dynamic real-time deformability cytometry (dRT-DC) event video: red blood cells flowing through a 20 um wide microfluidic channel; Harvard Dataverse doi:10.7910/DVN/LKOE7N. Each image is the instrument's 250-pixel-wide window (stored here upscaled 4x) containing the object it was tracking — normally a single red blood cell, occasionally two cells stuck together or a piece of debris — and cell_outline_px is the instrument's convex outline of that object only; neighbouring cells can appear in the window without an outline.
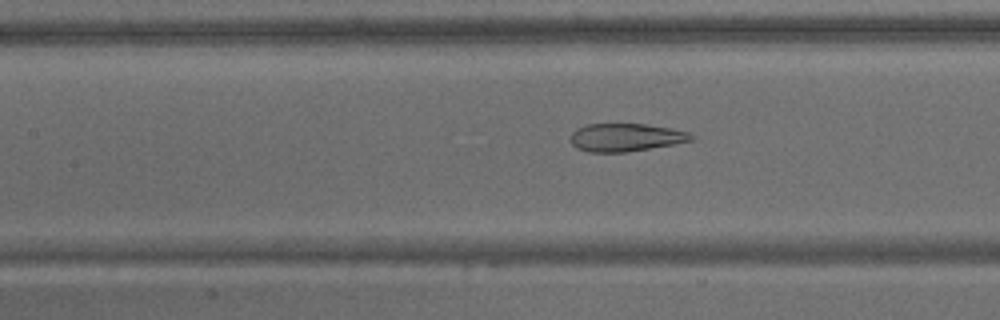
{"species": "common noctule bat (a hibernating species)", "species_latin": "Nyctalus noctula", "temperature_condition": "warm", "stored_images_in_passage": 45, "camera_frame_rate_fps": 3000, "um_per_image_px": 0.085, "animal": {"sex": "male", "body_mass_g": 15.6}, "frame": {"image": 1, "passage_image": 28, "time_ms": 9.0, "image_size_px": [1000, 320], "cell_outline_px": [[696, 136], [692, 140], [672, 144], [624, 152], [588, 152], [576, 148], [572, 144], [572, 132], [576, 128], [588, 124], [644, 124], [672, 128], [688, 132]], "centroid_in_image_um": [53.18, 11.67], "position_along_channel_um": 154.2, "area_um2": 19.48}}
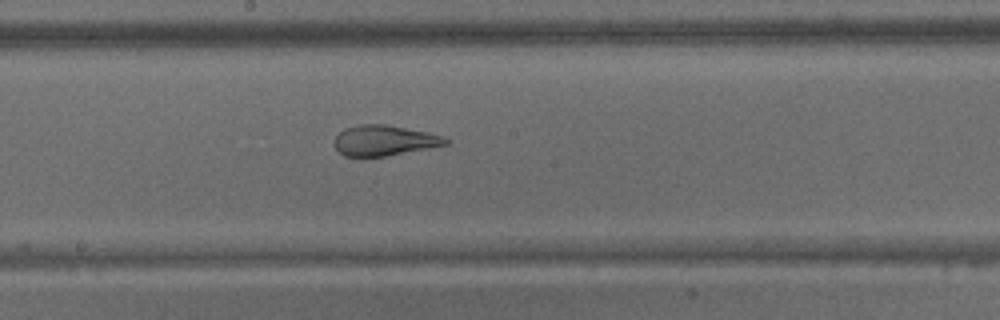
{"frame": {"image": 2, "passage_image": 34, "time_ms": 11.0, "image_size_px": [1000, 320], "cell_outline_px": [[452, 140], [448, 144], [428, 148], [384, 156], [344, 156], [336, 148], [336, 136], [344, 128], [360, 124], [384, 124], [428, 132], [444, 136]], "centroid_in_image_um": [32.7, 11.93], "position_along_channel_um": 215.5, "area_um2": 19.54}}
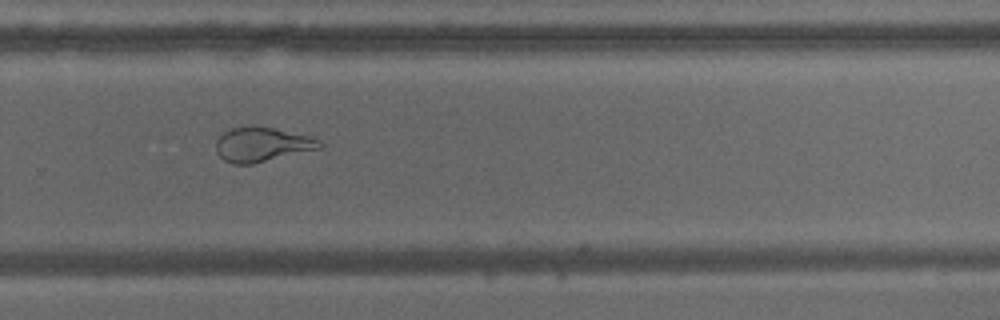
{"frame": {"image": 3, "passage_image": 43, "time_ms": 14.0, "image_size_px": [1000, 320], "cell_outline_px": [[324, 148], [252, 164], [232, 164], [224, 160], [216, 152], [216, 140], [224, 132], [232, 128], [252, 124], [272, 128], [308, 136], [320, 140], [324, 144]], "centroid_in_image_um": [22.28, 12.28], "position_along_channel_um": 307.5, "area_um2": 21.04}}